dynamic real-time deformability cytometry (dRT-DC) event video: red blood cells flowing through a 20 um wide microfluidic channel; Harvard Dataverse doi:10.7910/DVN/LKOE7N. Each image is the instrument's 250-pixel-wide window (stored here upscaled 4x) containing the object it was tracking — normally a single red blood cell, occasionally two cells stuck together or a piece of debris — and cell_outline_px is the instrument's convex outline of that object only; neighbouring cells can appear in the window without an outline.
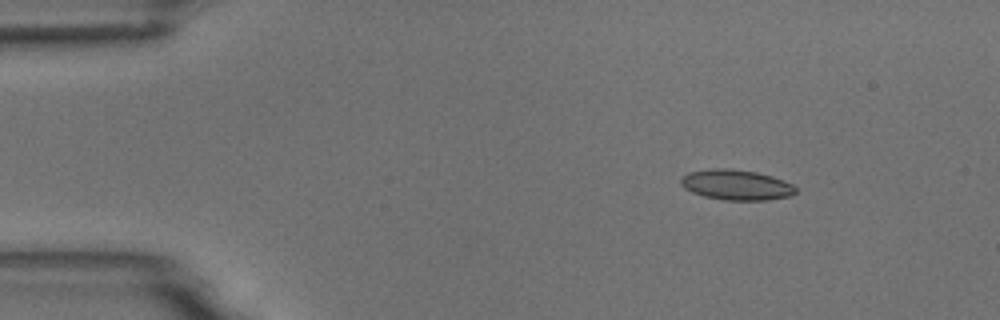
{"species": "common noctule bat (a hibernating species)", "species_latin": "Nyctalus noctula", "temperature_condition": "room temperature", "stored_images_in_passage": 6, "camera_frame_rate_fps": 3000, "um_per_image_px": 0.085, "animal": {"sex": "male", "body_mass_g": 18.8}, "frame": {"image": 1, "passage_image": 2, "time_ms": 2.0, "image_size_px": [1000, 320], "cell_outline_px": [[796, 192], [788, 196], [768, 200], [724, 200], [704, 196], [692, 192], [684, 188], [680, 184], [680, 180], [688, 172], [708, 168], [728, 168], [756, 172], [772, 176], [792, 184], [796, 188]], "centroid_in_image_um": [62.55, 15.7], "position_along_channel_um": 22.4, "area_um2": 20.29}}